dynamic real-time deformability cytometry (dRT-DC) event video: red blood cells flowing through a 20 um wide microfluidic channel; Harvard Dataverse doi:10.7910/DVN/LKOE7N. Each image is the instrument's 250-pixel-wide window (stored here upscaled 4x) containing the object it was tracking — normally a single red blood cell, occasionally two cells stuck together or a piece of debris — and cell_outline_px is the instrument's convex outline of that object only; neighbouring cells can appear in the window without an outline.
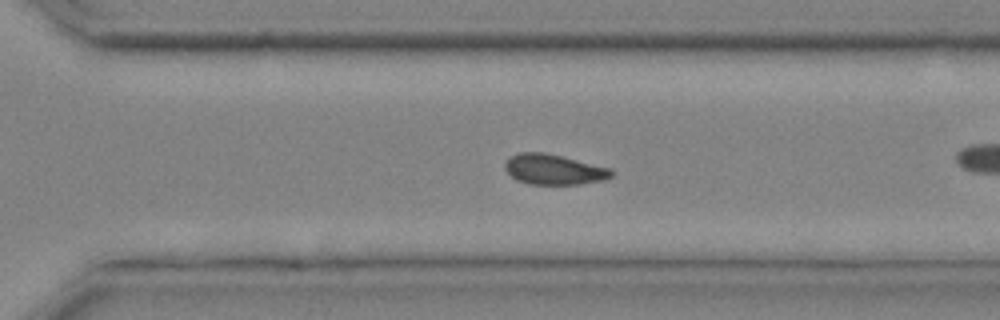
{"species": "common noctule bat (a hibernating species)", "species_latin": "Nyctalus noctula", "temperature_condition": "cold", "stored_images_in_passage": 29, "camera_frame_rate_fps": 3000, "um_per_image_px": 0.085, "animal": {"sex": "male", "body_mass_g": 20.4}, "frame": {"image": 1, "passage_image": 25, "time_ms": 8.0, "image_size_px": [1000, 320], "cell_outline_px": [[616, 172], [612, 176], [604, 180], [580, 184], [528, 184], [516, 180], [504, 168], [504, 164], [508, 156], [520, 152], [544, 152], [612, 168]], "centroid_in_image_um": [47.08, 14.4], "position_along_channel_um": 323.5, "area_um2": 19.02}}